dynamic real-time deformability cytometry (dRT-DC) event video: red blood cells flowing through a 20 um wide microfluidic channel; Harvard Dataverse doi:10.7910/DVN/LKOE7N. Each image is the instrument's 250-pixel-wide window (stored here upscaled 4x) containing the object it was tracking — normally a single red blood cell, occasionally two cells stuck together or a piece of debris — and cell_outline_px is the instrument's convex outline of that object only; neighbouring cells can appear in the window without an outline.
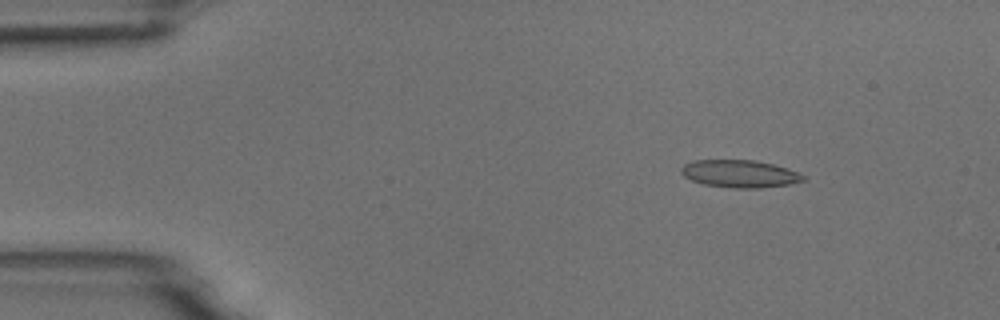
{"species": "common noctule bat (a hibernating species)", "species_latin": "Nyctalus noctula", "temperature_condition": "room temperature", "stored_images_in_passage": 4, "camera_frame_rate_fps": 3000, "um_per_image_px": 0.085, "animal": {"sex": "male", "body_mass_g": 18.8}, "frame": {"image": 1, "passage_image": 2, "time_ms": 1.0, "image_size_px": [1000, 320], "cell_outline_px": [[804, 180], [788, 184], [760, 188], [736, 188], [704, 184], [692, 180], [684, 176], [680, 172], [680, 168], [684, 164], [692, 160], [756, 160], [772, 164], [796, 172], [804, 176]], "centroid_in_image_um": [62.81, 14.76], "position_along_channel_um": 22.2, "area_um2": 19.31}}